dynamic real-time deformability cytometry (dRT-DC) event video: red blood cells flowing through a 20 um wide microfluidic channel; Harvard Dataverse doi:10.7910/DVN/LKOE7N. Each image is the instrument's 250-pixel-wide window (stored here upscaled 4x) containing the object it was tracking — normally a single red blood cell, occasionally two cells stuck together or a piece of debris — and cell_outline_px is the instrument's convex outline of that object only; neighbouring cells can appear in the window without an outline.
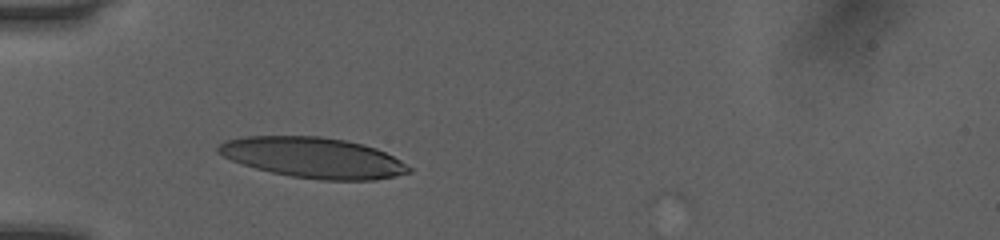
{"species": "human", "species_latin": "Homo sapiens", "temperature_condition": "room temperature", "stored_images_in_passage": 30, "camera_frame_rate_fps": 3000, "um_per_image_px": 0.085, "donor": {"sex": "female"}, "frame": {"image": 1, "passage_image": 1, "time_ms": 0.0, "image_size_px": [1000, 240], "cell_outline_px": [[412, 172], [376, 180], [320, 180], [292, 176], [272, 172], [256, 168], [232, 160], [216, 152], [216, 148], [224, 140], [244, 136], [320, 136], [344, 140], [364, 144], [376, 148], [400, 160], [412, 168]], "centroid_in_image_um": [26.63, 13.39], "position_along_channel_um": 58.4, "area_um2": 44.91}}
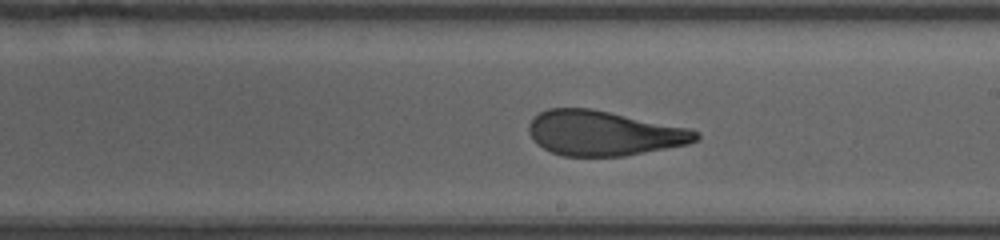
{"frame": {"image": 2, "passage_image": 15, "time_ms": 4.667, "image_size_px": [1000, 240], "cell_outline_px": [[700, 136], [696, 140], [688, 144], [624, 156], [564, 156], [552, 152], [536, 144], [532, 140], [528, 132], [528, 124], [540, 112], [548, 108], [588, 108], [688, 128], [700, 132]], "centroid_in_image_um": [51.28, 11.33], "position_along_channel_um": 237.7, "area_um2": 43.35}}
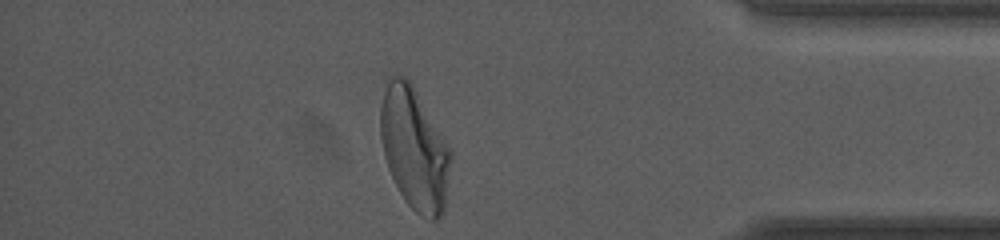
{"frame": {"image": 3, "passage_image": 29, "time_ms": 9.333, "image_size_px": [1000, 240], "cell_outline_px": [[452, 160], [444, 212], [436, 220], [428, 220], [420, 216], [404, 200], [388, 168], [384, 156], [380, 136], [380, 108], [388, 76], [404, 76], [412, 84], [448, 144], [452, 152]], "centroid_in_image_um": [35.23, 12.67], "position_along_channel_um": 400.0, "area_um2": 50.11}, "authors_computed_cell_mechanics": {"area_um2": 44.9395, "velocity_mm_per_s": 4.0665, "shape_relaxation_time_tau1_ms": 5.8918, "shape_relaxation_time_tau2_ms": 1.0474, "deformation_change_tau1": 0.2391, "deformation_change_tau2": 0.101}}